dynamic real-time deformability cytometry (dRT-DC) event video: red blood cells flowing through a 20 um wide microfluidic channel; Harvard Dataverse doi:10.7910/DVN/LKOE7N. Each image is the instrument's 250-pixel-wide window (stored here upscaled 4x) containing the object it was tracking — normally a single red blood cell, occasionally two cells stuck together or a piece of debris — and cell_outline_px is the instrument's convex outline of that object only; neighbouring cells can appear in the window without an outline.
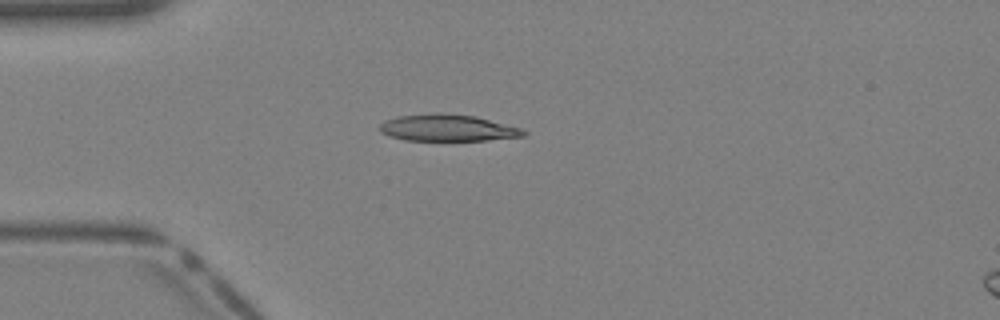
{"species": "Egyptian fruit bat (a non-hibernating species)", "species_latin": "Rousettus aegyptiacus", "temperature_condition": "warm", "stored_images_in_passage": 30, "camera_frame_rate_fps": 3000, "um_per_image_px": 0.085, "animal": {"sex": "female"}, "frame": {"image": 1, "passage_image": 1, "time_ms": 0.0, "image_size_px": [1000, 320], "cell_outline_px": [[528, 132], [524, 136], [488, 140], [404, 140], [380, 132], [380, 124], [384, 120], [396, 116], [436, 112], [440, 112], [476, 116], [520, 128]], "centroid_in_image_um": [38.03, 10.85], "position_along_channel_um": 47.0, "area_um2": 22.43}}
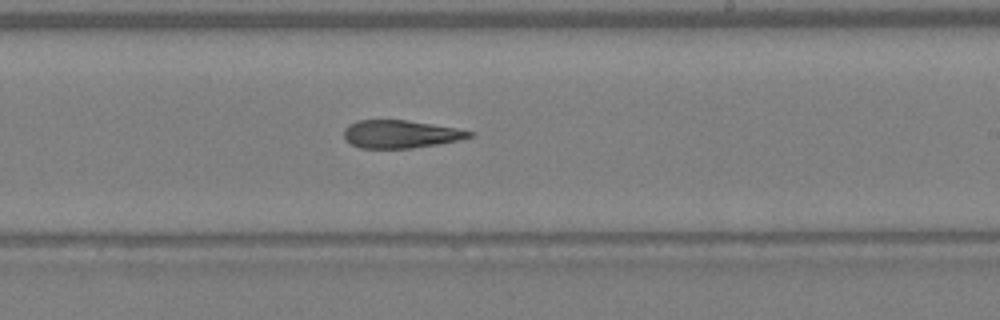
{"frame": {"image": 2, "passage_image": 14, "time_ms": 4.333, "image_size_px": [1000, 320], "cell_outline_px": [[476, 132], [472, 136], [460, 140], [440, 144], [412, 148], [360, 148], [352, 144], [344, 136], [344, 128], [348, 124], [356, 120], [408, 120], [456, 128]], "centroid_in_image_um": [34.06, 11.39], "position_along_channel_um": 254.9, "area_um2": 20.46}}
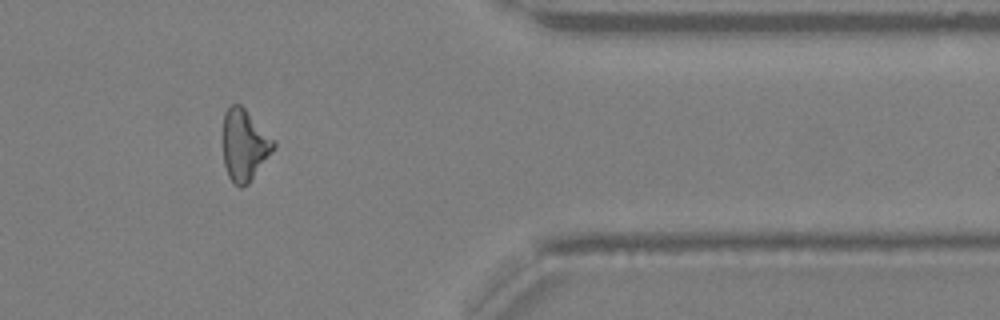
{"frame": {"image": 3, "passage_image": 23, "time_ms": 7.333, "image_size_px": [1000, 320], "cell_outline_px": [[276, 148], [248, 184], [240, 188], [232, 184], [228, 176], [224, 164], [224, 112], [232, 104], [240, 104], [276, 140]], "centroid_in_image_um": [20.81, 12.36], "position_along_channel_um": 390.6, "area_um2": 21.21}}